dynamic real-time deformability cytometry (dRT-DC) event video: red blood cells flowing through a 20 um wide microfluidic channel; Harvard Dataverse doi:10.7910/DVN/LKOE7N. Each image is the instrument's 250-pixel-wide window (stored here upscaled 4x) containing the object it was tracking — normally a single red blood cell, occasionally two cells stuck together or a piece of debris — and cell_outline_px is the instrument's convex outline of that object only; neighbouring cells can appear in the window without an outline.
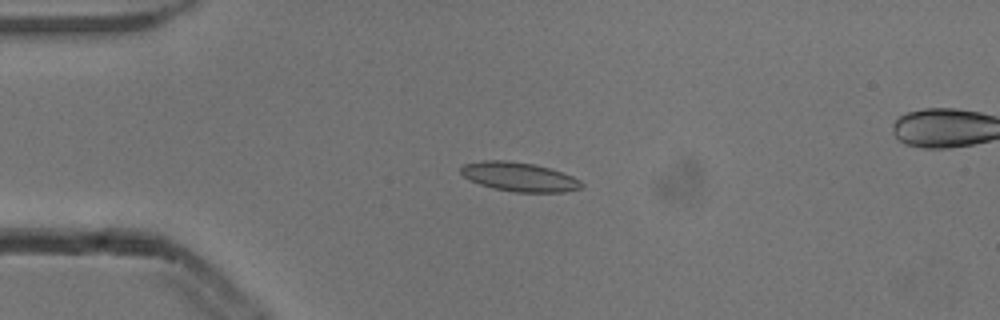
{"species": "common noctule bat (a hibernating species)", "species_latin": "Nyctalus noctula", "temperature_condition": "cold", "stored_images_in_passage": 5, "camera_frame_rate_fps": 3000, "um_per_image_px": 0.085, "animal": {"sex": "male", "body_mass_g": 13.3}, "frame": {"image": 1, "passage_image": 3, "time_ms": 0.667, "image_size_px": [1000, 320], "cell_outline_px": [[584, 184], [580, 188], [564, 192], [516, 192], [492, 188], [468, 180], [460, 172], [460, 168], [464, 164], [480, 160], [504, 160], [532, 164], [548, 168], [572, 176], [580, 180]], "centroid_in_image_um": [44.09, 15.03], "position_along_channel_um": 40.9, "area_um2": 20.35}}